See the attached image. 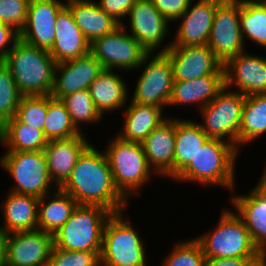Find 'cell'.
<instances>
[{
    "instance_id": "34",
    "label": "cell",
    "mask_w": 266,
    "mask_h": 266,
    "mask_svg": "<svg viewBox=\"0 0 266 266\" xmlns=\"http://www.w3.org/2000/svg\"><path fill=\"white\" fill-rule=\"evenodd\" d=\"M61 101L64 103L68 113L70 114L72 123L82 134H87L85 133V128L83 129L82 126H95L96 124L101 123V121H103L102 119L105 118L96 109L89 89H83L68 94L61 98Z\"/></svg>"
},
{
    "instance_id": "31",
    "label": "cell",
    "mask_w": 266,
    "mask_h": 266,
    "mask_svg": "<svg viewBox=\"0 0 266 266\" xmlns=\"http://www.w3.org/2000/svg\"><path fill=\"white\" fill-rule=\"evenodd\" d=\"M47 143L43 130L22 123L15 116L0 127V145L5 151H43Z\"/></svg>"
},
{
    "instance_id": "4",
    "label": "cell",
    "mask_w": 266,
    "mask_h": 266,
    "mask_svg": "<svg viewBox=\"0 0 266 266\" xmlns=\"http://www.w3.org/2000/svg\"><path fill=\"white\" fill-rule=\"evenodd\" d=\"M110 138L102 149L108 158L115 187L130 203V199L141 195L142 188L157 175L149 167L141 143L126 141L117 135Z\"/></svg>"
},
{
    "instance_id": "9",
    "label": "cell",
    "mask_w": 266,
    "mask_h": 266,
    "mask_svg": "<svg viewBox=\"0 0 266 266\" xmlns=\"http://www.w3.org/2000/svg\"><path fill=\"white\" fill-rule=\"evenodd\" d=\"M246 96L224 87L216 97L199 110L202 131L212 139L232 144L238 150V135Z\"/></svg>"
},
{
    "instance_id": "14",
    "label": "cell",
    "mask_w": 266,
    "mask_h": 266,
    "mask_svg": "<svg viewBox=\"0 0 266 266\" xmlns=\"http://www.w3.org/2000/svg\"><path fill=\"white\" fill-rule=\"evenodd\" d=\"M255 54L246 50L223 64L226 88L246 97L266 93V56Z\"/></svg>"
},
{
    "instance_id": "33",
    "label": "cell",
    "mask_w": 266,
    "mask_h": 266,
    "mask_svg": "<svg viewBox=\"0 0 266 266\" xmlns=\"http://www.w3.org/2000/svg\"><path fill=\"white\" fill-rule=\"evenodd\" d=\"M240 28L244 43L266 50V0H240Z\"/></svg>"
},
{
    "instance_id": "19",
    "label": "cell",
    "mask_w": 266,
    "mask_h": 266,
    "mask_svg": "<svg viewBox=\"0 0 266 266\" xmlns=\"http://www.w3.org/2000/svg\"><path fill=\"white\" fill-rule=\"evenodd\" d=\"M169 117L142 142L149 167L160 178L174 180L176 117Z\"/></svg>"
},
{
    "instance_id": "35",
    "label": "cell",
    "mask_w": 266,
    "mask_h": 266,
    "mask_svg": "<svg viewBox=\"0 0 266 266\" xmlns=\"http://www.w3.org/2000/svg\"><path fill=\"white\" fill-rule=\"evenodd\" d=\"M43 132L48 141L67 139L81 134L72 123L61 99L51 95H47V115Z\"/></svg>"
},
{
    "instance_id": "42",
    "label": "cell",
    "mask_w": 266,
    "mask_h": 266,
    "mask_svg": "<svg viewBox=\"0 0 266 266\" xmlns=\"http://www.w3.org/2000/svg\"><path fill=\"white\" fill-rule=\"evenodd\" d=\"M100 8L111 16L120 25L126 17L136 0H96Z\"/></svg>"
},
{
    "instance_id": "44",
    "label": "cell",
    "mask_w": 266,
    "mask_h": 266,
    "mask_svg": "<svg viewBox=\"0 0 266 266\" xmlns=\"http://www.w3.org/2000/svg\"><path fill=\"white\" fill-rule=\"evenodd\" d=\"M260 257L206 258V266H254Z\"/></svg>"
},
{
    "instance_id": "5",
    "label": "cell",
    "mask_w": 266,
    "mask_h": 266,
    "mask_svg": "<svg viewBox=\"0 0 266 266\" xmlns=\"http://www.w3.org/2000/svg\"><path fill=\"white\" fill-rule=\"evenodd\" d=\"M222 209L215 227L194 239L200 244L205 258L261 257L244 221L231 209Z\"/></svg>"
},
{
    "instance_id": "45",
    "label": "cell",
    "mask_w": 266,
    "mask_h": 266,
    "mask_svg": "<svg viewBox=\"0 0 266 266\" xmlns=\"http://www.w3.org/2000/svg\"><path fill=\"white\" fill-rule=\"evenodd\" d=\"M8 234L0 227V266L6 265Z\"/></svg>"
},
{
    "instance_id": "15",
    "label": "cell",
    "mask_w": 266,
    "mask_h": 266,
    "mask_svg": "<svg viewBox=\"0 0 266 266\" xmlns=\"http://www.w3.org/2000/svg\"><path fill=\"white\" fill-rule=\"evenodd\" d=\"M166 53L172 64L174 81L224 75L223 64L208 45L170 46Z\"/></svg>"
},
{
    "instance_id": "37",
    "label": "cell",
    "mask_w": 266,
    "mask_h": 266,
    "mask_svg": "<svg viewBox=\"0 0 266 266\" xmlns=\"http://www.w3.org/2000/svg\"><path fill=\"white\" fill-rule=\"evenodd\" d=\"M21 98L10 70L0 61V127L15 116Z\"/></svg>"
},
{
    "instance_id": "1",
    "label": "cell",
    "mask_w": 266,
    "mask_h": 266,
    "mask_svg": "<svg viewBox=\"0 0 266 266\" xmlns=\"http://www.w3.org/2000/svg\"><path fill=\"white\" fill-rule=\"evenodd\" d=\"M98 149L92 143L83 151L60 188L78 205H97L112 213L125 211L129 202L115 187L105 152Z\"/></svg>"
},
{
    "instance_id": "20",
    "label": "cell",
    "mask_w": 266,
    "mask_h": 266,
    "mask_svg": "<svg viewBox=\"0 0 266 266\" xmlns=\"http://www.w3.org/2000/svg\"><path fill=\"white\" fill-rule=\"evenodd\" d=\"M102 70L101 63L91 53L57 63L51 96L61 99L79 90L89 89Z\"/></svg>"
},
{
    "instance_id": "40",
    "label": "cell",
    "mask_w": 266,
    "mask_h": 266,
    "mask_svg": "<svg viewBox=\"0 0 266 266\" xmlns=\"http://www.w3.org/2000/svg\"><path fill=\"white\" fill-rule=\"evenodd\" d=\"M30 0H0V22L22 31L27 19Z\"/></svg>"
},
{
    "instance_id": "6",
    "label": "cell",
    "mask_w": 266,
    "mask_h": 266,
    "mask_svg": "<svg viewBox=\"0 0 266 266\" xmlns=\"http://www.w3.org/2000/svg\"><path fill=\"white\" fill-rule=\"evenodd\" d=\"M124 211L107 220L101 248L102 266H147L146 243ZM145 243V244H144Z\"/></svg>"
},
{
    "instance_id": "30",
    "label": "cell",
    "mask_w": 266,
    "mask_h": 266,
    "mask_svg": "<svg viewBox=\"0 0 266 266\" xmlns=\"http://www.w3.org/2000/svg\"><path fill=\"white\" fill-rule=\"evenodd\" d=\"M78 203L61 188L39 198L38 230L54 234L72 215Z\"/></svg>"
},
{
    "instance_id": "26",
    "label": "cell",
    "mask_w": 266,
    "mask_h": 266,
    "mask_svg": "<svg viewBox=\"0 0 266 266\" xmlns=\"http://www.w3.org/2000/svg\"><path fill=\"white\" fill-rule=\"evenodd\" d=\"M125 107L121 110L123 114L121 129L116 135L126 141L141 143L169 117L166 116L168 113L164 114L163 108L155 105L139 104L129 100Z\"/></svg>"
},
{
    "instance_id": "8",
    "label": "cell",
    "mask_w": 266,
    "mask_h": 266,
    "mask_svg": "<svg viewBox=\"0 0 266 266\" xmlns=\"http://www.w3.org/2000/svg\"><path fill=\"white\" fill-rule=\"evenodd\" d=\"M0 167L13 179L9 191L41 198L58 188L49 175L44 151H5Z\"/></svg>"
},
{
    "instance_id": "23",
    "label": "cell",
    "mask_w": 266,
    "mask_h": 266,
    "mask_svg": "<svg viewBox=\"0 0 266 266\" xmlns=\"http://www.w3.org/2000/svg\"><path fill=\"white\" fill-rule=\"evenodd\" d=\"M5 192L0 203L3 217L0 227L7 234L37 230L39 198L9 190Z\"/></svg>"
},
{
    "instance_id": "21",
    "label": "cell",
    "mask_w": 266,
    "mask_h": 266,
    "mask_svg": "<svg viewBox=\"0 0 266 266\" xmlns=\"http://www.w3.org/2000/svg\"><path fill=\"white\" fill-rule=\"evenodd\" d=\"M89 136L80 134L67 139L48 141L44 148L49 175L57 187H61L70 177L71 172L83 151L91 144Z\"/></svg>"
},
{
    "instance_id": "43",
    "label": "cell",
    "mask_w": 266,
    "mask_h": 266,
    "mask_svg": "<svg viewBox=\"0 0 266 266\" xmlns=\"http://www.w3.org/2000/svg\"><path fill=\"white\" fill-rule=\"evenodd\" d=\"M19 39L18 31L0 22V61L8 55Z\"/></svg>"
},
{
    "instance_id": "29",
    "label": "cell",
    "mask_w": 266,
    "mask_h": 266,
    "mask_svg": "<svg viewBox=\"0 0 266 266\" xmlns=\"http://www.w3.org/2000/svg\"><path fill=\"white\" fill-rule=\"evenodd\" d=\"M208 139L197 119L176 117L174 179L194 160Z\"/></svg>"
},
{
    "instance_id": "17",
    "label": "cell",
    "mask_w": 266,
    "mask_h": 266,
    "mask_svg": "<svg viewBox=\"0 0 266 266\" xmlns=\"http://www.w3.org/2000/svg\"><path fill=\"white\" fill-rule=\"evenodd\" d=\"M174 23H179L171 46L207 45L215 11L223 0H195Z\"/></svg>"
},
{
    "instance_id": "47",
    "label": "cell",
    "mask_w": 266,
    "mask_h": 266,
    "mask_svg": "<svg viewBox=\"0 0 266 266\" xmlns=\"http://www.w3.org/2000/svg\"><path fill=\"white\" fill-rule=\"evenodd\" d=\"M254 266H266V255H262Z\"/></svg>"
},
{
    "instance_id": "12",
    "label": "cell",
    "mask_w": 266,
    "mask_h": 266,
    "mask_svg": "<svg viewBox=\"0 0 266 266\" xmlns=\"http://www.w3.org/2000/svg\"><path fill=\"white\" fill-rule=\"evenodd\" d=\"M126 18L128 19L122 23V27L148 52H166L170 48L172 44L169 37L171 36L169 32L172 33L171 23L150 0H136Z\"/></svg>"
},
{
    "instance_id": "3",
    "label": "cell",
    "mask_w": 266,
    "mask_h": 266,
    "mask_svg": "<svg viewBox=\"0 0 266 266\" xmlns=\"http://www.w3.org/2000/svg\"><path fill=\"white\" fill-rule=\"evenodd\" d=\"M2 62L22 96L51 95L57 63L48 50L19 39Z\"/></svg>"
},
{
    "instance_id": "27",
    "label": "cell",
    "mask_w": 266,
    "mask_h": 266,
    "mask_svg": "<svg viewBox=\"0 0 266 266\" xmlns=\"http://www.w3.org/2000/svg\"><path fill=\"white\" fill-rule=\"evenodd\" d=\"M225 87L224 75H207L193 80L174 81L168 104L172 107L193 106L199 111ZM192 106V107H191Z\"/></svg>"
},
{
    "instance_id": "32",
    "label": "cell",
    "mask_w": 266,
    "mask_h": 266,
    "mask_svg": "<svg viewBox=\"0 0 266 266\" xmlns=\"http://www.w3.org/2000/svg\"><path fill=\"white\" fill-rule=\"evenodd\" d=\"M266 135V93L247 96L242 109L238 151Z\"/></svg>"
},
{
    "instance_id": "16",
    "label": "cell",
    "mask_w": 266,
    "mask_h": 266,
    "mask_svg": "<svg viewBox=\"0 0 266 266\" xmlns=\"http://www.w3.org/2000/svg\"><path fill=\"white\" fill-rule=\"evenodd\" d=\"M53 234L42 230L8 234L5 266H48Z\"/></svg>"
},
{
    "instance_id": "39",
    "label": "cell",
    "mask_w": 266,
    "mask_h": 266,
    "mask_svg": "<svg viewBox=\"0 0 266 266\" xmlns=\"http://www.w3.org/2000/svg\"><path fill=\"white\" fill-rule=\"evenodd\" d=\"M100 253L66 251L53 247L48 266H102Z\"/></svg>"
},
{
    "instance_id": "18",
    "label": "cell",
    "mask_w": 266,
    "mask_h": 266,
    "mask_svg": "<svg viewBox=\"0 0 266 266\" xmlns=\"http://www.w3.org/2000/svg\"><path fill=\"white\" fill-rule=\"evenodd\" d=\"M65 5L66 0H30L20 39L49 51L56 35V16Z\"/></svg>"
},
{
    "instance_id": "2",
    "label": "cell",
    "mask_w": 266,
    "mask_h": 266,
    "mask_svg": "<svg viewBox=\"0 0 266 266\" xmlns=\"http://www.w3.org/2000/svg\"><path fill=\"white\" fill-rule=\"evenodd\" d=\"M239 152L232 144L209 138L194 160L174 179L205 187H222L231 193L236 187V162Z\"/></svg>"
},
{
    "instance_id": "24",
    "label": "cell",
    "mask_w": 266,
    "mask_h": 266,
    "mask_svg": "<svg viewBox=\"0 0 266 266\" xmlns=\"http://www.w3.org/2000/svg\"><path fill=\"white\" fill-rule=\"evenodd\" d=\"M111 69H103L94 79L89 87L90 95L96 106V109L104 117L106 114L112 115L128 104L129 85L126 79Z\"/></svg>"
},
{
    "instance_id": "38",
    "label": "cell",
    "mask_w": 266,
    "mask_h": 266,
    "mask_svg": "<svg viewBox=\"0 0 266 266\" xmlns=\"http://www.w3.org/2000/svg\"><path fill=\"white\" fill-rule=\"evenodd\" d=\"M47 115V95L22 96L15 117L22 123L43 130Z\"/></svg>"
},
{
    "instance_id": "36",
    "label": "cell",
    "mask_w": 266,
    "mask_h": 266,
    "mask_svg": "<svg viewBox=\"0 0 266 266\" xmlns=\"http://www.w3.org/2000/svg\"><path fill=\"white\" fill-rule=\"evenodd\" d=\"M161 266H206V258L200 244L192 238L175 241Z\"/></svg>"
},
{
    "instance_id": "13",
    "label": "cell",
    "mask_w": 266,
    "mask_h": 266,
    "mask_svg": "<svg viewBox=\"0 0 266 266\" xmlns=\"http://www.w3.org/2000/svg\"><path fill=\"white\" fill-rule=\"evenodd\" d=\"M207 45L222 64L246 51L240 28V0H223L217 6Z\"/></svg>"
},
{
    "instance_id": "10",
    "label": "cell",
    "mask_w": 266,
    "mask_h": 266,
    "mask_svg": "<svg viewBox=\"0 0 266 266\" xmlns=\"http://www.w3.org/2000/svg\"><path fill=\"white\" fill-rule=\"evenodd\" d=\"M137 70L141 73L138 80H135V88L133 94L129 95L131 96L129 100L139 104L155 105L165 110L174 84L173 69L168 54L148 52L136 72Z\"/></svg>"
},
{
    "instance_id": "46",
    "label": "cell",
    "mask_w": 266,
    "mask_h": 266,
    "mask_svg": "<svg viewBox=\"0 0 266 266\" xmlns=\"http://www.w3.org/2000/svg\"><path fill=\"white\" fill-rule=\"evenodd\" d=\"M259 181L252 188L266 201V162Z\"/></svg>"
},
{
    "instance_id": "25",
    "label": "cell",
    "mask_w": 266,
    "mask_h": 266,
    "mask_svg": "<svg viewBox=\"0 0 266 266\" xmlns=\"http://www.w3.org/2000/svg\"><path fill=\"white\" fill-rule=\"evenodd\" d=\"M235 192H231L230 205L244 221L255 246L266 255V201L252 187L248 193Z\"/></svg>"
},
{
    "instance_id": "11",
    "label": "cell",
    "mask_w": 266,
    "mask_h": 266,
    "mask_svg": "<svg viewBox=\"0 0 266 266\" xmlns=\"http://www.w3.org/2000/svg\"><path fill=\"white\" fill-rule=\"evenodd\" d=\"M90 53L103 69L133 73L148 51L120 25L113 32L93 40Z\"/></svg>"
},
{
    "instance_id": "41",
    "label": "cell",
    "mask_w": 266,
    "mask_h": 266,
    "mask_svg": "<svg viewBox=\"0 0 266 266\" xmlns=\"http://www.w3.org/2000/svg\"><path fill=\"white\" fill-rule=\"evenodd\" d=\"M155 8L170 22H175L194 0H150Z\"/></svg>"
},
{
    "instance_id": "7",
    "label": "cell",
    "mask_w": 266,
    "mask_h": 266,
    "mask_svg": "<svg viewBox=\"0 0 266 266\" xmlns=\"http://www.w3.org/2000/svg\"><path fill=\"white\" fill-rule=\"evenodd\" d=\"M112 212L97 205H77L53 234L54 247L66 251L101 252L103 231Z\"/></svg>"
},
{
    "instance_id": "22",
    "label": "cell",
    "mask_w": 266,
    "mask_h": 266,
    "mask_svg": "<svg viewBox=\"0 0 266 266\" xmlns=\"http://www.w3.org/2000/svg\"><path fill=\"white\" fill-rule=\"evenodd\" d=\"M55 39L49 50L56 63L76 59L90 53V42L75 23L70 9L65 5L57 14Z\"/></svg>"
},
{
    "instance_id": "28",
    "label": "cell",
    "mask_w": 266,
    "mask_h": 266,
    "mask_svg": "<svg viewBox=\"0 0 266 266\" xmlns=\"http://www.w3.org/2000/svg\"><path fill=\"white\" fill-rule=\"evenodd\" d=\"M75 23L91 43L113 32L120 24L107 15L94 0H66Z\"/></svg>"
}]
</instances>
